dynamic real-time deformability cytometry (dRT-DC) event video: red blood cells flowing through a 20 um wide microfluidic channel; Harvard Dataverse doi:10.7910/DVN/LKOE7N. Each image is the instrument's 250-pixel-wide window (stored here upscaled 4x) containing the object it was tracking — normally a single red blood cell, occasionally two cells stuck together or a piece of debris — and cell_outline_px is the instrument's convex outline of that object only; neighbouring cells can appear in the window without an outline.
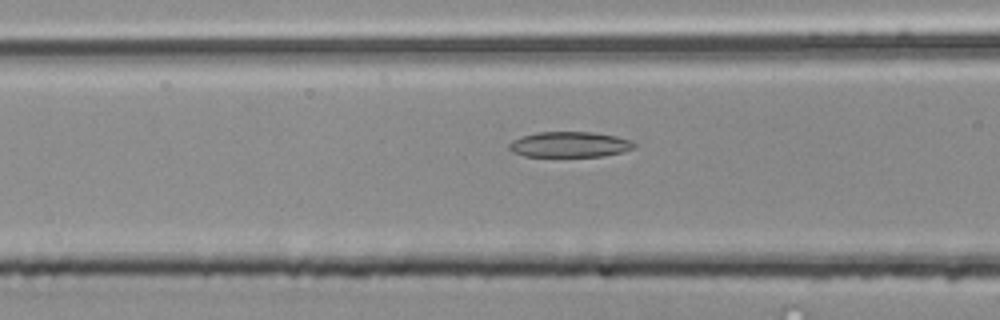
{"species": "common noctule bat (a hibernating species)", "species_latin": "Nyctalus noctula", "temperature_condition": "room temperature", "stored_images_in_passage": 45, "camera_frame_rate_fps": 3000, "um_per_image_px": 0.085, "animal": {"sex": "male", "body_mass_g": 20.4}, "frame": {"image": 1, "passage_image": 13, "time_ms": 4.0, "image_size_px": [1000, 320], "cell_outline_px": [[636, 148], [604, 156], [524, 156], [512, 152], [508, 148], [508, 144], [512, 140], [520, 136], [536, 132], [592, 132], [616, 136], [632, 140], [636, 144]], "centroid_in_image_um": [48.4, 12.27], "position_along_channel_um": 118.2, "area_um2": 18.73}}
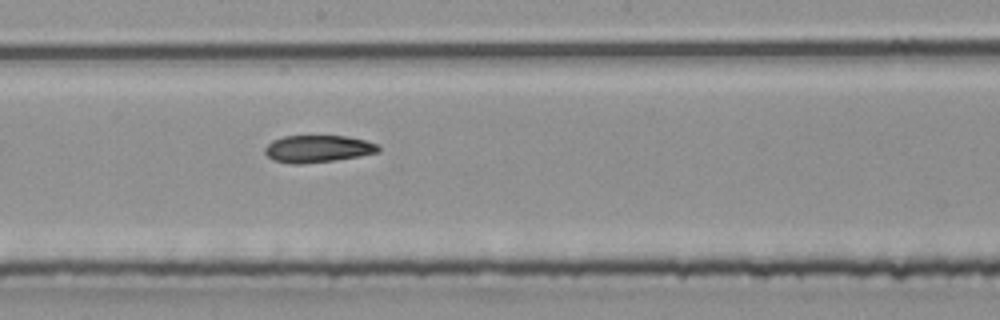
{"frame": {"image": 2, "passage_image": 21, "time_ms": 6.667, "image_size_px": [1000, 320], "cell_outline_px": [[380, 148], [376, 152], [360, 156], [332, 160], [300, 164], [292, 164], [272, 160], [264, 152], [264, 148], [272, 140], [284, 136], [344, 136], [364, 140], [376, 144]], "centroid_in_image_um": [26.95, 12.65], "position_along_channel_um": 221.3, "area_um2": 17.74}}
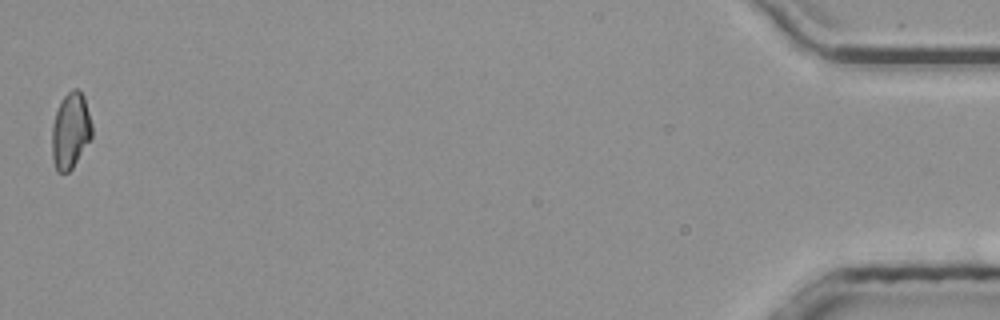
{"frame": {"image": 3, "passage_image": 45, "time_ms": 14.667, "image_size_px": [1000, 320], "cell_outline_px": [[92, 136], [72, 168], [68, 172], [56, 172], [52, 160], [52, 124], [60, 100], [72, 88], [76, 88], [84, 96], [92, 124]], "centroid_in_image_um": [5.98, 11.1], "position_along_channel_um": 429.2, "area_um2": 17.74}, "authors_computed_cell_mechanics": {"area_um2": 18.3804, "velocity_mm_per_s": 3.8546, "shape_relaxation_time_tau1_ms": null, "shape_relaxation_time_tau2_ms": 3.8475, "deformation_change_tau1": null, "deformation_change_tau2": 0.1007}}